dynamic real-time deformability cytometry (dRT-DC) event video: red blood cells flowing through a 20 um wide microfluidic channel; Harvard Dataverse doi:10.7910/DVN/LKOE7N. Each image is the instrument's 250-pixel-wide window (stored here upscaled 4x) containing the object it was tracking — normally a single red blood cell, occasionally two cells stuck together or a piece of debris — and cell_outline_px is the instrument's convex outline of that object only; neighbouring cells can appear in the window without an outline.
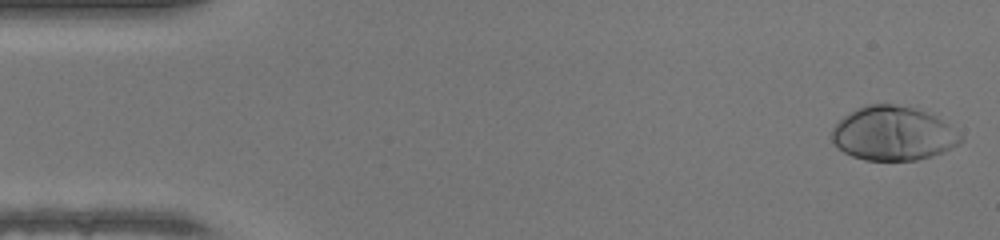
{"species": "human", "species_latin": "Homo sapiens", "temperature_condition": "warm", "stored_images_in_passage": 47, "camera_frame_rate_fps": 3000, "um_per_image_px": 0.085, "donor": {"sex": "female"}, "frame": {"image": 1, "passage_image": 1, "time_ms": 0.0, "image_size_px": [1000, 240], "cell_outline_px": [[964, 140], [960, 144], [944, 152], [932, 156], [916, 160], [864, 160], [852, 156], [844, 152], [832, 140], [832, 128], [844, 116], [856, 108], [864, 104], [892, 104], [916, 108], [936, 116], [948, 124], [964, 136]], "centroid_in_image_um": [75.95, 11.34], "position_along_channel_um": 9.0, "area_um2": 40.75}}
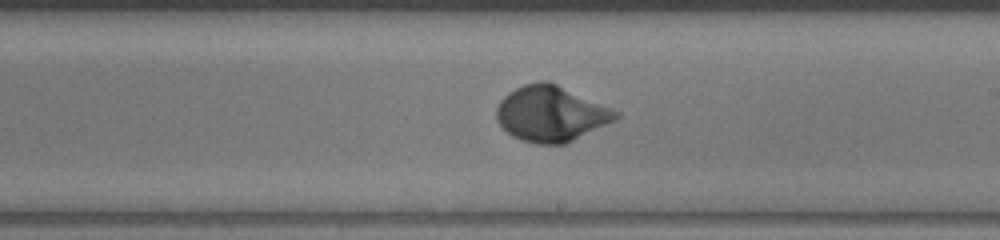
{"frame": {"image": 2, "passage_image": 27, "time_ms": 8.667, "image_size_px": [1000, 240], "cell_outline_px": [[620, 116], [564, 144], [536, 144], [512, 136], [496, 120], [496, 108], [500, 100], [508, 92], [524, 84], [540, 80], [548, 80], [612, 108], [620, 112]], "centroid_in_image_um": [46.78, 9.64], "position_along_channel_um": 242.2, "area_um2": 38.15}}
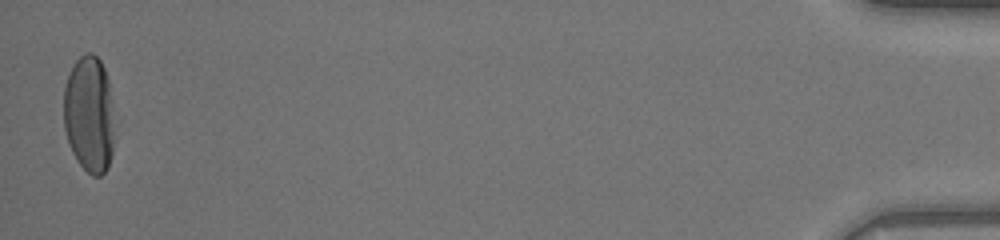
{"frame": {"image": 3, "passage_image": 47, "time_ms": 15.333, "image_size_px": [1000, 240], "cell_outline_px": [[112, 152], [108, 168], [100, 176], [92, 176], [76, 160], [72, 152], [64, 128], [64, 88], [72, 64], [84, 52], [92, 52], [100, 60], [104, 68], [108, 80], [112, 132]], "centroid_in_image_um": [7.54, 9.7], "position_along_channel_um": 427.7, "area_um2": 34.04}, "authors_computed_cell_mechanics": {"area_um2": 36.992, "velocity_mm_per_s": 4.2748, "shape_relaxation_time_tau1_ms": 2.8811, "shape_relaxation_time_tau2_ms": null, "deformation_change_tau1": 0.2048, "deformation_change_tau2": null}}